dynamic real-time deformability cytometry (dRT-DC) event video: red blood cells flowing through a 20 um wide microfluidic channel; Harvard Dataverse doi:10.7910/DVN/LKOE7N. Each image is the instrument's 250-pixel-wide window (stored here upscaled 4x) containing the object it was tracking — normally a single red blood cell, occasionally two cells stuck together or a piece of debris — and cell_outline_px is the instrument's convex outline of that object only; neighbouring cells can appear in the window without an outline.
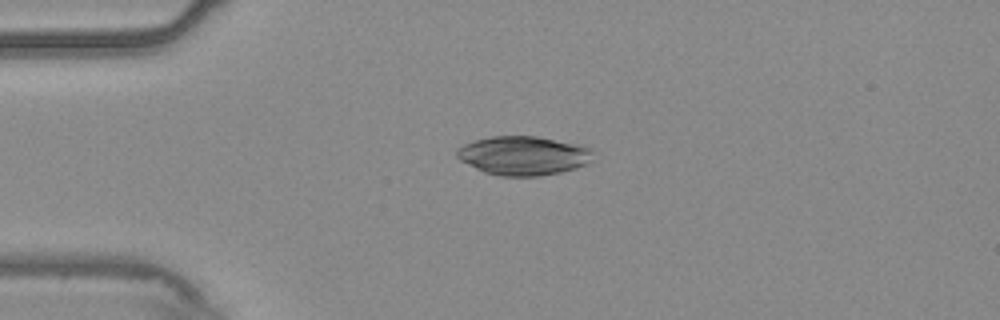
{"species": "common noctule bat (a hibernating species)", "species_latin": "Nyctalus noctula", "temperature_condition": "warm", "stored_images_in_passage": 42, "camera_frame_rate_fps": 3000, "um_per_image_px": 0.085, "animal": {"sex": "male", "body_mass_g": 20.4}, "frame": {"image": 1, "passage_image": 1, "time_ms": 0.0, "image_size_px": [1000, 320], "cell_outline_px": [[596, 152], [592, 160], [576, 168], [560, 172], [540, 176], [500, 176], [484, 172], [460, 160], [456, 156], [456, 148], [464, 144], [476, 140], [492, 136], [536, 136], [580, 144], [592, 148]], "centroid_in_image_um": [44.52, 13.22], "position_along_channel_um": 40.5, "area_um2": 31.15}}
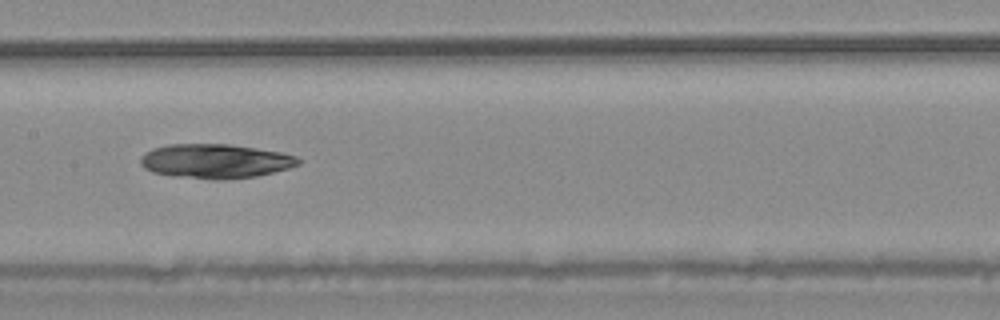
{"frame": {"image": 2, "passage_image": 15, "time_ms": 4.667, "image_size_px": [1000, 320], "cell_outline_px": [[300, 164], [288, 168], [256, 176], [220, 180], [212, 180], [172, 176], [152, 172], [144, 168], [140, 164], [140, 156], [152, 148], [168, 144], [228, 144], [280, 152], [296, 156], [300, 160]], "centroid_in_image_um": [18.25, 13.7], "position_along_channel_um": 189.2, "area_um2": 31.62}}
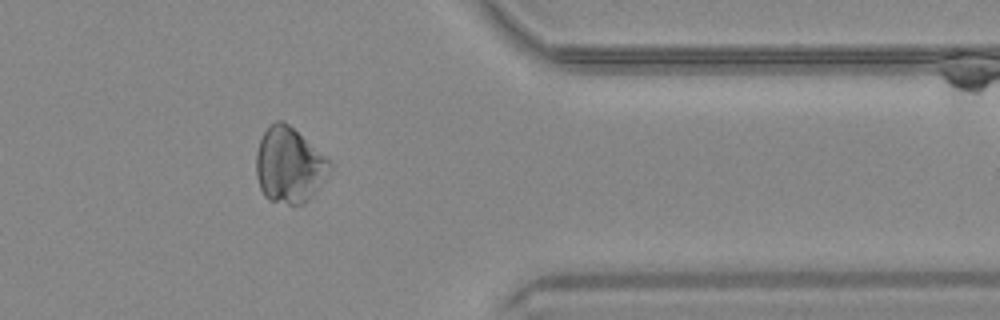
{"frame": {"image": 3, "passage_image": 32, "time_ms": 10.333, "image_size_px": [1000, 320], "cell_outline_px": [[332, 168], [316, 192], [308, 200], [300, 204], [288, 204], [268, 200], [264, 196], [260, 188], [256, 176], [256, 152], [260, 140], [264, 132], [276, 120], [284, 120], [324, 156], [332, 164]], "centroid_in_image_um": [24.56, 14.06], "position_along_channel_um": 386.8, "area_um2": 32.08}}